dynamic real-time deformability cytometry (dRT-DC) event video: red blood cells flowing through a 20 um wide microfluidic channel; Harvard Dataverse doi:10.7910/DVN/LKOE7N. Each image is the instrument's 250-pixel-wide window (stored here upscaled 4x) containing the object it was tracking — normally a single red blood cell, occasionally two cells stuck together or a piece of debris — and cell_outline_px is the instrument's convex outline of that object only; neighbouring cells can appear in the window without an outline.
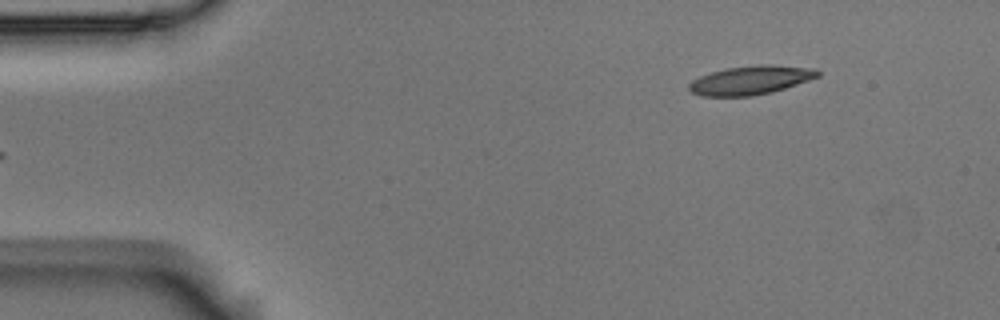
{"species": "Egyptian fruit bat (a non-hibernating species)", "species_latin": "Rousettus aegyptiacus", "temperature_condition": "room temperature", "stored_images_in_passage": 6, "segment_of_instrument_passage": [2, 2], "camera_frame_rate_fps": 3000, "um_per_image_px": 0.085, "animal": {"sex": "male"}, "frame": {"image": 1, "passage_image": 6, "time_ms": 1.667, "image_size_px": [1000, 320], "cell_outline_px": [[820, 76], [772, 92], [752, 96], [700, 96], [692, 92], [688, 88], [688, 84], [692, 80], [700, 76], [724, 68], [760, 64], [772, 64], [816, 68], [820, 72]], "centroid_in_image_um": [63.81, 6.8], "position_along_channel_um": 21.2, "area_um2": 21.73}}